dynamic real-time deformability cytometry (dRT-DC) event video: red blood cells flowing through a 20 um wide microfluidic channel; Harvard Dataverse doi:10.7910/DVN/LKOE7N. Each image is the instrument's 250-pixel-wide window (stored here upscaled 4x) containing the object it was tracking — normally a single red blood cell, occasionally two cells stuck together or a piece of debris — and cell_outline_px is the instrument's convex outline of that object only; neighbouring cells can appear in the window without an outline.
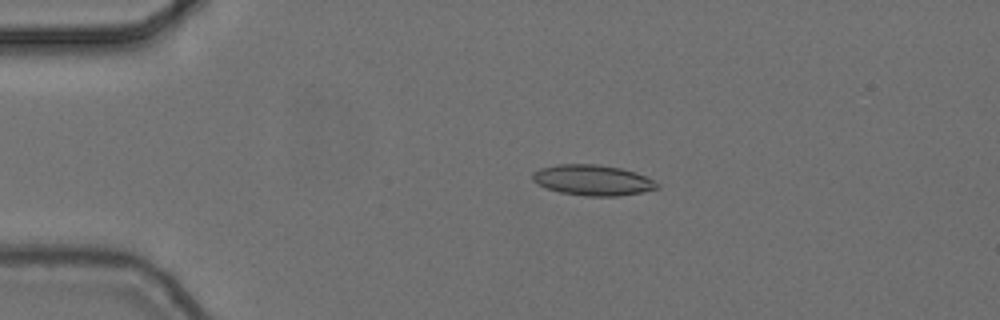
{"species": "common noctule bat (a hibernating species)", "species_latin": "Nyctalus noctula", "temperature_condition": "cold", "stored_images_in_passage": 4, "camera_frame_rate_fps": 3000, "um_per_image_px": 0.085, "animal": {"sex": "female", "body_mass_g": 24.6, "forearm_length_mm": 56.2}, "frame": {"image": 1, "passage_image": 1, "time_ms": 0.0, "image_size_px": [1000, 320], "cell_outline_px": [[660, 188], [620, 196], [584, 196], [560, 192], [544, 188], [532, 180], [532, 172], [540, 168], [556, 164], [600, 164], [620, 168], [636, 172], [660, 184]], "centroid_in_image_um": [50.35, 15.31], "position_along_channel_um": 34.7, "area_um2": 22.37}}
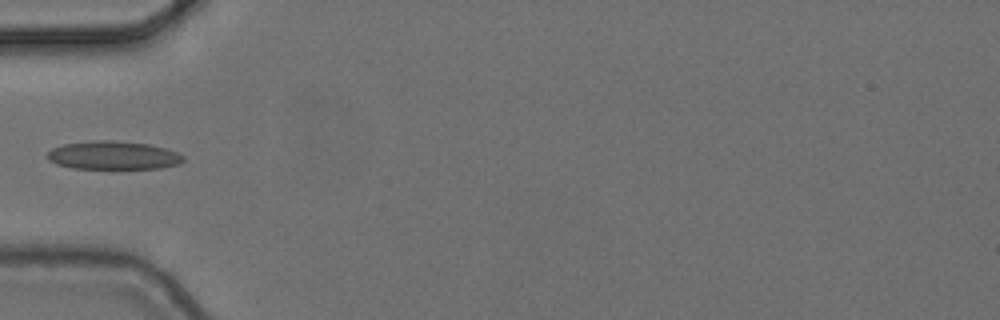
{"frame": {"image": 2, "passage_image": 3, "time_ms": 0.667, "image_size_px": [1000, 320], "cell_outline_px": [[184, 160], [180, 164], [160, 168], [72, 168], [56, 164], [48, 160], [48, 152], [52, 148], [64, 144], [96, 140], [112, 140], [148, 144], [164, 148], [176, 152], [184, 156]], "centroid_in_image_um": [9.62, 13.2], "position_along_channel_um": 75.4, "area_um2": 22.31}}
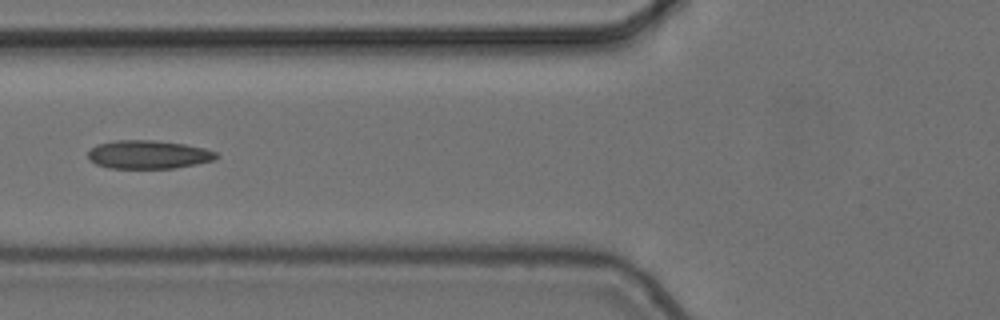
{"frame": {"image": 3, "passage_image": 4, "time_ms": 1.0, "image_size_px": [1000, 320], "cell_outline_px": [[220, 156], [212, 160], [196, 164], [176, 168], [108, 168], [96, 164], [88, 160], [88, 152], [96, 144], [116, 140], [152, 140], [184, 144], [204, 148], [216, 152]], "centroid_in_image_um": [12.59, 13.14], "position_along_channel_um": 113.2, "area_um2": 21.27}}